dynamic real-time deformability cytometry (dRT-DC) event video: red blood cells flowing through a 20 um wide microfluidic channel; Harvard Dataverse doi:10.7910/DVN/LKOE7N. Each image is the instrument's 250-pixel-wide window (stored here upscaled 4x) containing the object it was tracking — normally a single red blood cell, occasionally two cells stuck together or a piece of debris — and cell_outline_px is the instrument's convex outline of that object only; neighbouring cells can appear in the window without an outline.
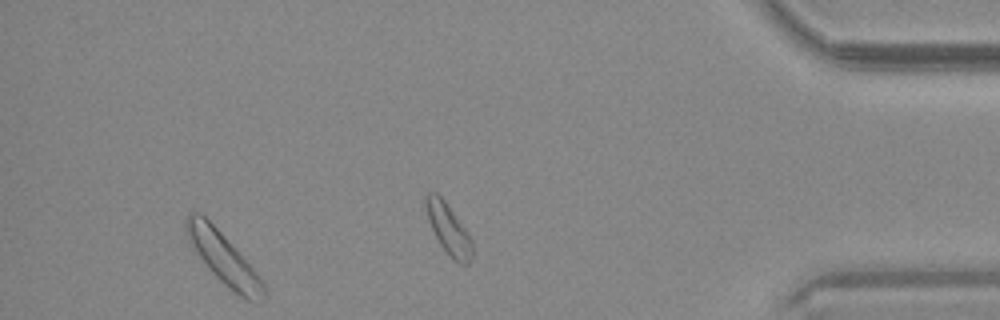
{"species": "common noctule bat (a hibernating species)", "species_latin": "Nyctalus noctula", "temperature_condition": "warm", "stored_images_in_passage": 37, "segment_of_instrument_passage": [2, 2], "camera_frame_rate_fps": 3000, "um_per_image_px": 0.085, "animal": {"sex": "male", "body_mass_g": 20.4}, "frame": {"image": 1, "passage_image": 34, "time_ms": 11.0, "image_size_px": [1000, 320], "cell_outline_px": [[268, 296], [260, 304], [248, 300], [240, 296], [224, 284], [208, 268], [192, 248], [188, 240], [184, 228], [184, 220], [188, 212], [200, 212], [232, 244], [252, 268], [264, 284]], "centroid_in_image_um": [18.98, 21.97], "position_along_channel_um": 416.2, "area_um2": 23.18}}